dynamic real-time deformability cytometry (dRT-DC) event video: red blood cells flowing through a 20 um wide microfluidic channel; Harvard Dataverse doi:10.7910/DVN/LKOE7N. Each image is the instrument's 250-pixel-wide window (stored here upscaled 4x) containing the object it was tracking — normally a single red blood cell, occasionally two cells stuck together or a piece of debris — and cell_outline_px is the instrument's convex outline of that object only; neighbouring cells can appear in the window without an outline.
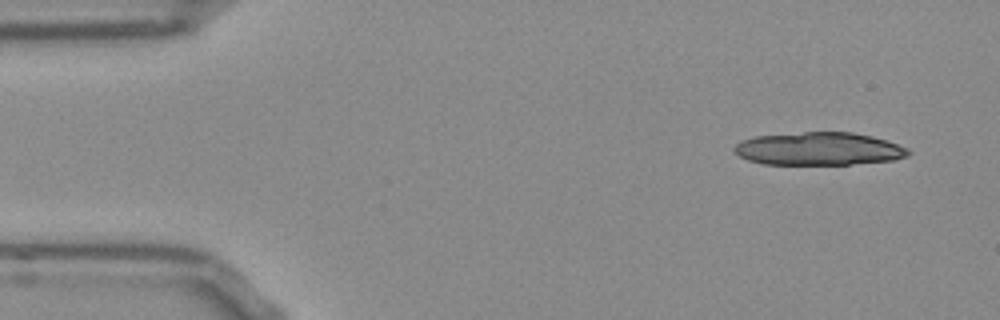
{"species": "Egyptian fruit bat (a non-hibernating species)", "species_latin": "Rousettus aegyptiacus", "temperature_condition": "room temperature", "stored_images_in_passage": 16, "camera_frame_rate_fps": 3000, "um_per_image_px": 0.085, "frame": {"image": 1, "passage_image": 1, "time_ms": 0.0, "image_size_px": [1000, 320], "cell_outline_px": [[912, 152], [908, 156], [896, 160], [848, 164], [764, 164], [748, 160], [740, 156], [732, 148], [740, 140], [756, 136], [804, 132], [852, 132], [872, 136], [908, 148]], "centroid_in_image_um": [69.61, 12.65], "position_along_channel_um": 15.4, "area_um2": 33.35}}